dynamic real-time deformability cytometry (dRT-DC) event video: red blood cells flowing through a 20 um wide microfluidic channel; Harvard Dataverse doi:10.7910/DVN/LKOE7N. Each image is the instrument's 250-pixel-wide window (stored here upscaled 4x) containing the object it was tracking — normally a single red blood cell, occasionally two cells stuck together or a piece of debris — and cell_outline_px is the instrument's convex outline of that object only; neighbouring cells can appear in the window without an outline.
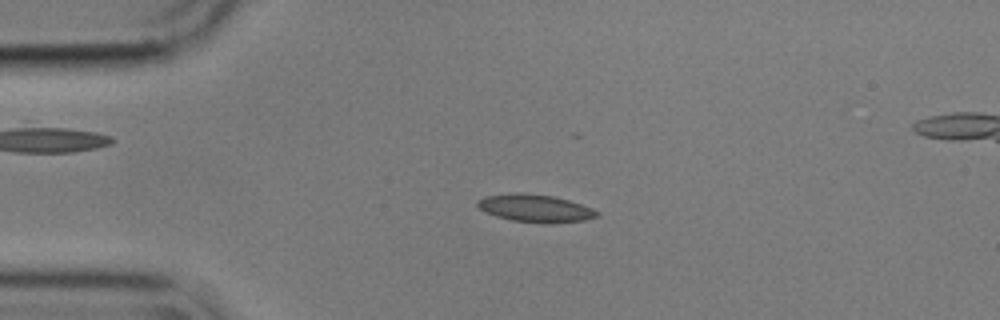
{"species": "common noctule bat (a hibernating species)", "species_latin": "Nyctalus noctula", "temperature_condition": "cold", "stored_images_in_passage": 46, "camera_frame_rate_fps": 3000, "um_per_image_px": 0.085, "animal": {"sex": "male", "body_mass_g": 17.9}, "frame": {"image": 1, "passage_image": 2, "time_ms": 0.333, "image_size_px": [1000, 320], "cell_outline_px": [[600, 216], [584, 220], [552, 224], [548, 224], [512, 220], [496, 216], [484, 212], [476, 204], [476, 200], [484, 196], [520, 192], [524, 192], [552, 196], [568, 200], [592, 208], [600, 212]], "centroid_in_image_um": [45.5, 17.7], "position_along_channel_um": 39.5, "area_um2": 19.42}}
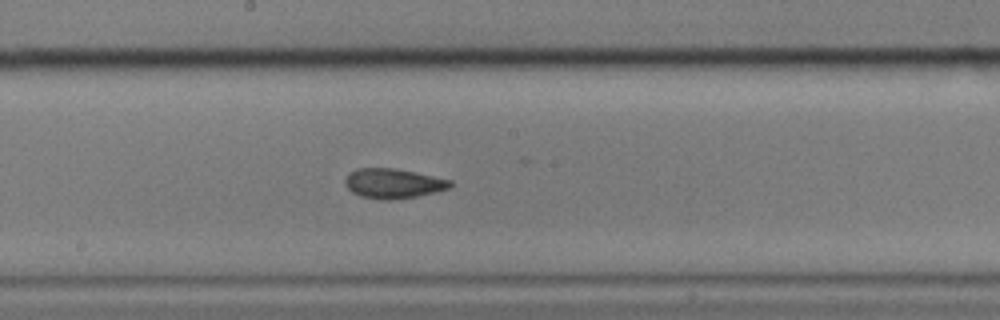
{"frame": {"image": 2, "passage_image": 19, "time_ms": 6.0, "image_size_px": [1000, 320], "cell_outline_px": [[452, 184], [448, 188], [416, 196], [388, 200], [380, 200], [360, 196], [352, 192], [344, 184], [344, 180], [356, 168], [396, 168], [452, 180]], "centroid_in_image_um": [33.39, 15.59], "position_along_channel_um": 214.8, "area_um2": 18.03}}
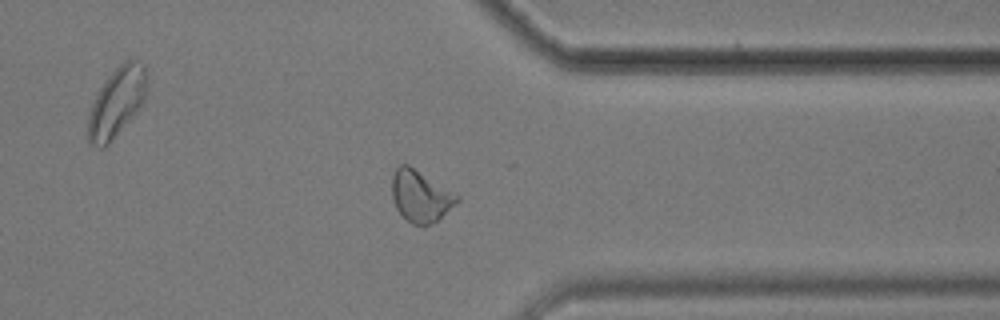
{"frame": {"image": 3, "passage_image": 33, "time_ms": 10.667, "image_size_px": [1000, 320], "cell_outline_px": [[460, 200], [432, 224], [412, 224], [396, 208], [392, 196], [392, 176], [396, 168], [400, 164], [408, 164], [460, 196]], "centroid_in_image_um": [35.73, 16.65], "position_along_channel_um": 375.7, "area_um2": 19.19}}